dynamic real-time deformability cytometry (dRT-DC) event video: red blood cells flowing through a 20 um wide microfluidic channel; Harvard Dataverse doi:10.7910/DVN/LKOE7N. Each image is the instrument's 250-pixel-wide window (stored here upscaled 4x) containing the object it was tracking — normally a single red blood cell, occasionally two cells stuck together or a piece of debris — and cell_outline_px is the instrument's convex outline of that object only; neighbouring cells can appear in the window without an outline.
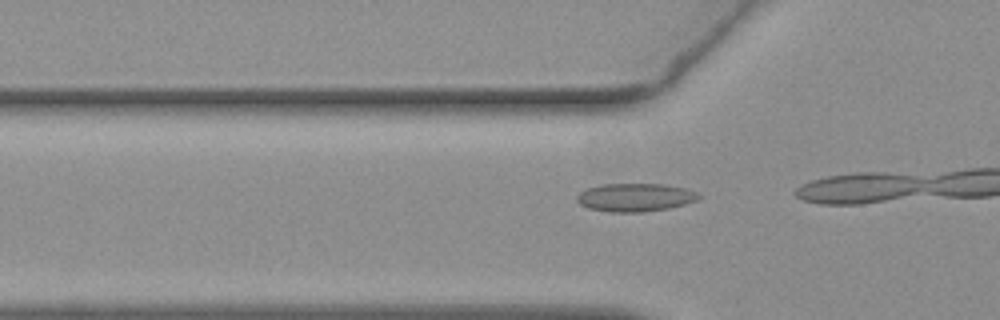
{"species": "common noctule bat (a hibernating species)", "species_latin": "Nyctalus noctula", "temperature_condition": "warm", "stored_images_in_passage": 16, "camera_frame_rate_fps": 3000, "um_per_image_px": 0.085, "animal": {"sex": "female", "body_mass_g": 19.3, "forearm_length_mm": 54.1}, "frame": {"image": 1, "passage_image": 14, "time_ms": 4.333, "image_size_px": [1000, 320], "cell_outline_px": [[700, 196], [696, 200], [684, 204], [668, 208], [644, 212], [608, 212], [588, 208], [580, 204], [576, 200], [576, 196], [580, 192], [588, 188], [600, 184], [664, 184], [688, 188], [696, 192]], "centroid_in_image_um": [53.97, 16.77], "position_along_channel_um": 71.8, "area_um2": 20.06}}